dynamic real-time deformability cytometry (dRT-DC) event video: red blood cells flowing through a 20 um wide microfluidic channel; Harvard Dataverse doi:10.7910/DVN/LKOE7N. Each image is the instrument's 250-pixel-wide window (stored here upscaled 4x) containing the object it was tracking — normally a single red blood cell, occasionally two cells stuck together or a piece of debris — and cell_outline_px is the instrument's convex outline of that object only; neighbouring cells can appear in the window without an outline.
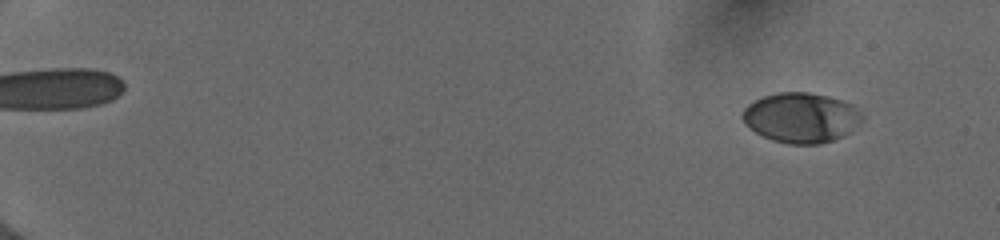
{"species": "human", "species_latin": "Homo sapiens", "temperature_condition": "cold", "stored_images_in_passage": 37, "camera_frame_rate_fps": 3000, "um_per_image_px": 0.085, "donor": {"sex": "female"}, "frame": {"image": 1, "passage_image": 2, "time_ms": 0.333, "image_size_px": [1000, 240], "cell_outline_px": [[864, 120], [840, 136], [832, 140], [820, 144], [788, 144], [772, 140], [756, 132], [744, 124], [740, 116], [744, 108], [748, 104], [764, 96], [776, 92], [808, 92], [828, 96], [852, 104], [864, 116]], "centroid_in_image_um": [68.06, 9.99], "position_along_channel_um": 16.9, "area_um2": 34.74}}
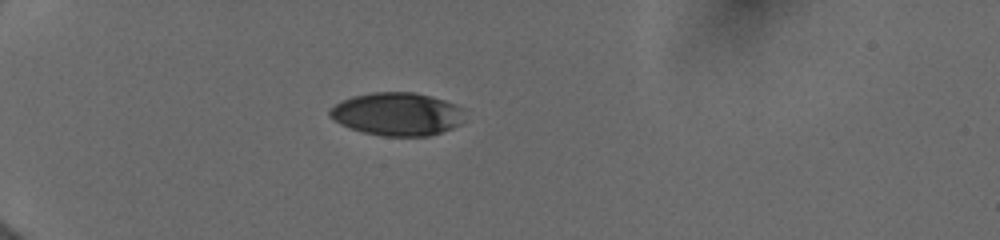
{"frame": {"image": 2, "passage_image": 32, "time_ms": 4.667, "image_size_px": [1000, 240], "cell_outline_px": [[464, 108], [460, 124], [452, 128], [428, 136], [384, 136], [364, 132], [340, 124], [332, 120], [328, 116], [328, 108], [352, 96], [372, 92], [416, 92], [444, 100], [456, 104]], "centroid_in_image_um": [33.73, 9.68], "position_along_channel_um": 51.3, "area_um2": 33.87}}